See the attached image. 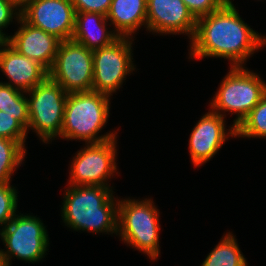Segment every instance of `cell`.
<instances>
[{
    "instance_id": "obj_28",
    "label": "cell",
    "mask_w": 266,
    "mask_h": 266,
    "mask_svg": "<svg viewBox=\"0 0 266 266\" xmlns=\"http://www.w3.org/2000/svg\"><path fill=\"white\" fill-rule=\"evenodd\" d=\"M0 266H5V263L3 261V257H2V254H1V250H0Z\"/></svg>"
},
{
    "instance_id": "obj_8",
    "label": "cell",
    "mask_w": 266,
    "mask_h": 266,
    "mask_svg": "<svg viewBox=\"0 0 266 266\" xmlns=\"http://www.w3.org/2000/svg\"><path fill=\"white\" fill-rule=\"evenodd\" d=\"M117 138L85 144L72 158L67 186L111 187L109 180L117 172Z\"/></svg>"
},
{
    "instance_id": "obj_4",
    "label": "cell",
    "mask_w": 266,
    "mask_h": 266,
    "mask_svg": "<svg viewBox=\"0 0 266 266\" xmlns=\"http://www.w3.org/2000/svg\"><path fill=\"white\" fill-rule=\"evenodd\" d=\"M159 216L151 198H122L118 202L117 235L124 244L146 254L151 261H157L160 255Z\"/></svg>"
},
{
    "instance_id": "obj_25",
    "label": "cell",
    "mask_w": 266,
    "mask_h": 266,
    "mask_svg": "<svg viewBox=\"0 0 266 266\" xmlns=\"http://www.w3.org/2000/svg\"><path fill=\"white\" fill-rule=\"evenodd\" d=\"M227 0H183L188 10L197 19L218 10Z\"/></svg>"
},
{
    "instance_id": "obj_24",
    "label": "cell",
    "mask_w": 266,
    "mask_h": 266,
    "mask_svg": "<svg viewBox=\"0 0 266 266\" xmlns=\"http://www.w3.org/2000/svg\"><path fill=\"white\" fill-rule=\"evenodd\" d=\"M21 12V0H0V34L7 40L8 34L2 32L15 19L19 20Z\"/></svg>"
},
{
    "instance_id": "obj_18",
    "label": "cell",
    "mask_w": 266,
    "mask_h": 266,
    "mask_svg": "<svg viewBox=\"0 0 266 266\" xmlns=\"http://www.w3.org/2000/svg\"><path fill=\"white\" fill-rule=\"evenodd\" d=\"M235 236L225 233L200 266H248Z\"/></svg>"
},
{
    "instance_id": "obj_21",
    "label": "cell",
    "mask_w": 266,
    "mask_h": 266,
    "mask_svg": "<svg viewBox=\"0 0 266 266\" xmlns=\"http://www.w3.org/2000/svg\"><path fill=\"white\" fill-rule=\"evenodd\" d=\"M236 137L266 139V94L236 126Z\"/></svg>"
},
{
    "instance_id": "obj_19",
    "label": "cell",
    "mask_w": 266,
    "mask_h": 266,
    "mask_svg": "<svg viewBox=\"0 0 266 266\" xmlns=\"http://www.w3.org/2000/svg\"><path fill=\"white\" fill-rule=\"evenodd\" d=\"M26 92L0 82V111L12 115L28 129V100Z\"/></svg>"
},
{
    "instance_id": "obj_23",
    "label": "cell",
    "mask_w": 266,
    "mask_h": 266,
    "mask_svg": "<svg viewBox=\"0 0 266 266\" xmlns=\"http://www.w3.org/2000/svg\"><path fill=\"white\" fill-rule=\"evenodd\" d=\"M27 129L12 115L0 111V137L17 141L25 147Z\"/></svg>"
},
{
    "instance_id": "obj_14",
    "label": "cell",
    "mask_w": 266,
    "mask_h": 266,
    "mask_svg": "<svg viewBox=\"0 0 266 266\" xmlns=\"http://www.w3.org/2000/svg\"><path fill=\"white\" fill-rule=\"evenodd\" d=\"M20 24L14 35L6 40L20 54L33 59L44 66L48 71L52 68L61 40L55 35L42 29L31 26L21 17Z\"/></svg>"
},
{
    "instance_id": "obj_16",
    "label": "cell",
    "mask_w": 266,
    "mask_h": 266,
    "mask_svg": "<svg viewBox=\"0 0 266 266\" xmlns=\"http://www.w3.org/2000/svg\"><path fill=\"white\" fill-rule=\"evenodd\" d=\"M107 22V17L100 13L76 12L72 40L91 51L112 44L120 36L113 29L108 30Z\"/></svg>"
},
{
    "instance_id": "obj_12",
    "label": "cell",
    "mask_w": 266,
    "mask_h": 266,
    "mask_svg": "<svg viewBox=\"0 0 266 266\" xmlns=\"http://www.w3.org/2000/svg\"><path fill=\"white\" fill-rule=\"evenodd\" d=\"M225 118L211 109L198 120L189 138L191 162L200 167L213 158L225 141L236 137V127L227 129ZM228 130V131H227Z\"/></svg>"
},
{
    "instance_id": "obj_2",
    "label": "cell",
    "mask_w": 266,
    "mask_h": 266,
    "mask_svg": "<svg viewBox=\"0 0 266 266\" xmlns=\"http://www.w3.org/2000/svg\"><path fill=\"white\" fill-rule=\"evenodd\" d=\"M112 187L69 186L65 190L61 217L74 231L117 235L118 197Z\"/></svg>"
},
{
    "instance_id": "obj_6",
    "label": "cell",
    "mask_w": 266,
    "mask_h": 266,
    "mask_svg": "<svg viewBox=\"0 0 266 266\" xmlns=\"http://www.w3.org/2000/svg\"><path fill=\"white\" fill-rule=\"evenodd\" d=\"M16 214L0 229V238L6 248L0 249L5 266L16 257L26 263L40 262L49 250V236L42 220L33 215Z\"/></svg>"
},
{
    "instance_id": "obj_1",
    "label": "cell",
    "mask_w": 266,
    "mask_h": 266,
    "mask_svg": "<svg viewBox=\"0 0 266 266\" xmlns=\"http://www.w3.org/2000/svg\"><path fill=\"white\" fill-rule=\"evenodd\" d=\"M189 42L188 59L221 57L230 61V67H245L254 52L266 47V36L248 26L232 0H227L218 10L197 18Z\"/></svg>"
},
{
    "instance_id": "obj_17",
    "label": "cell",
    "mask_w": 266,
    "mask_h": 266,
    "mask_svg": "<svg viewBox=\"0 0 266 266\" xmlns=\"http://www.w3.org/2000/svg\"><path fill=\"white\" fill-rule=\"evenodd\" d=\"M106 17L120 37L133 38L139 28H146L147 0H112Z\"/></svg>"
},
{
    "instance_id": "obj_27",
    "label": "cell",
    "mask_w": 266,
    "mask_h": 266,
    "mask_svg": "<svg viewBox=\"0 0 266 266\" xmlns=\"http://www.w3.org/2000/svg\"><path fill=\"white\" fill-rule=\"evenodd\" d=\"M6 42V39L0 34V48Z\"/></svg>"
},
{
    "instance_id": "obj_9",
    "label": "cell",
    "mask_w": 266,
    "mask_h": 266,
    "mask_svg": "<svg viewBox=\"0 0 266 266\" xmlns=\"http://www.w3.org/2000/svg\"><path fill=\"white\" fill-rule=\"evenodd\" d=\"M119 37L112 44L92 51L93 85L92 90L113 96L122 87L127 75L136 69L133 63V40Z\"/></svg>"
},
{
    "instance_id": "obj_22",
    "label": "cell",
    "mask_w": 266,
    "mask_h": 266,
    "mask_svg": "<svg viewBox=\"0 0 266 266\" xmlns=\"http://www.w3.org/2000/svg\"><path fill=\"white\" fill-rule=\"evenodd\" d=\"M18 192L10 183H0V226L4 228L16 215ZM3 226V227H2Z\"/></svg>"
},
{
    "instance_id": "obj_15",
    "label": "cell",
    "mask_w": 266,
    "mask_h": 266,
    "mask_svg": "<svg viewBox=\"0 0 266 266\" xmlns=\"http://www.w3.org/2000/svg\"><path fill=\"white\" fill-rule=\"evenodd\" d=\"M0 71L9 82H2L27 92L43 83L49 71L37 61L20 54L7 41L0 48Z\"/></svg>"
},
{
    "instance_id": "obj_20",
    "label": "cell",
    "mask_w": 266,
    "mask_h": 266,
    "mask_svg": "<svg viewBox=\"0 0 266 266\" xmlns=\"http://www.w3.org/2000/svg\"><path fill=\"white\" fill-rule=\"evenodd\" d=\"M25 148L17 141L0 137V183H11V176L24 163Z\"/></svg>"
},
{
    "instance_id": "obj_10",
    "label": "cell",
    "mask_w": 266,
    "mask_h": 266,
    "mask_svg": "<svg viewBox=\"0 0 266 266\" xmlns=\"http://www.w3.org/2000/svg\"><path fill=\"white\" fill-rule=\"evenodd\" d=\"M49 78L67 93L91 91L93 85L92 51L76 41H61Z\"/></svg>"
},
{
    "instance_id": "obj_7",
    "label": "cell",
    "mask_w": 266,
    "mask_h": 266,
    "mask_svg": "<svg viewBox=\"0 0 266 266\" xmlns=\"http://www.w3.org/2000/svg\"><path fill=\"white\" fill-rule=\"evenodd\" d=\"M29 124L27 132L34 130L43 143L60 137L68 93L49 77L26 92ZM56 138V139H55Z\"/></svg>"
},
{
    "instance_id": "obj_11",
    "label": "cell",
    "mask_w": 266,
    "mask_h": 266,
    "mask_svg": "<svg viewBox=\"0 0 266 266\" xmlns=\"http://www.w3.org/2000/svg\"><path fill=\"white\" fill-rule=\"evenodd\" d=\"M75 13L71 0H21V18L61 41L72 39Z\"/></svg>"
},
{
    "instance_id": "obj_13",
    "label": "cell",
    "mask_w": 266,
    "mask_h": 266,
    "mask_svg": "<svg viewBox=\"0 0 266 266\" xmlns=\"http://www.w3.org/2000/svg\"><path fill=\"white\" fill-rule=\"evenodd\" d=\"M197 19L183 0H147L146 29L152 33L187 35L192 40Z\"/></svg>"
},
{
    "instance_id": "obj_5",
    "label": "cell",
    "mask_w": 266,
    "mask_h": 266,
    "mask_svg": "<svg viewBox=\"0 0 266 266\" xmlns=\"http://www.w3.org/2000/svg\"><path fill=\"white\" fill-rule=\"evenodd\" d=\"M220 82L210 102L212 111L226 117L236 114L233 125L238 126L266 94V83L258 73L246 67H231Z\"/></svg>"
},
{
    "instance_id": "obj_3",
    "label": "cell",
    "mask_w": 266,
    "mask_h": 266,
    "mask_svg": "<svg viewBox=\"0 0 266 266\" xmlns=\"http://www.w3.org/2000/svg\"><path fill=\"white\" fill-rule=\"evenodd\" d=\"M111 97L96 91L68 93L60 139L95 144L117 138L116 131L98 136L108 123Z\"/></svg>"
},
{
    "instance_id": "obj_26",
    "label": "cell",
    "mask_w": 266,
    "mask_h": 266,
    "mask_svg": "<svg viewBox=\"0 0 266 266\" xmlns=\"http://www.w3.org/2000/svg\"><path fill=\"white\" fill-rule=\"evenodd\" d=\"M112 0H71L75 12H94L107 16Z\"/></svg>"
}]
</instances>
